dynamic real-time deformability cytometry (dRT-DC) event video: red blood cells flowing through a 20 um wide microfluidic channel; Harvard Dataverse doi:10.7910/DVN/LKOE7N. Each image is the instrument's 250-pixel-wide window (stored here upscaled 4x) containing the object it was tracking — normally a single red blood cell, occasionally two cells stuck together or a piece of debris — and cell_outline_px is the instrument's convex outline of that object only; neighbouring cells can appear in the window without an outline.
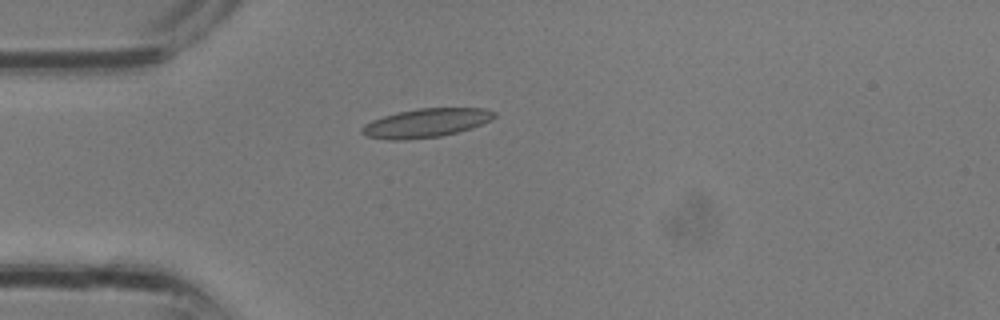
{"species": "common noctule bat (a hibernating species)", "species_latin": "Nyctalus noctula", "temperature_condition": "room temperature", "stored_images_in_passage": 2, "camera_frame_rate_fps": 3000, "um_per_image_px": 0.085, "animal": {"sex": "male", "body_mass_g": 13.3}, "frame": {"image": 1, "passage_image": 2, "time_ms": 0.333, "image_size_px": [1000, 320], "cell_outline_px": [[496, 116], [492, 120], [472, 128], [440, 136], [404, 140], [388, 140], [364, 136], [360, 132], [360, 128], [364, 124], [372, 120], [384, 116], [400, 112], [420, 108], [484, 108], [496, 112]], "centroid_in_image_um": [36.2, 10.46], "position_along_channel_um": 48.8, "area_um2": 22.25}}